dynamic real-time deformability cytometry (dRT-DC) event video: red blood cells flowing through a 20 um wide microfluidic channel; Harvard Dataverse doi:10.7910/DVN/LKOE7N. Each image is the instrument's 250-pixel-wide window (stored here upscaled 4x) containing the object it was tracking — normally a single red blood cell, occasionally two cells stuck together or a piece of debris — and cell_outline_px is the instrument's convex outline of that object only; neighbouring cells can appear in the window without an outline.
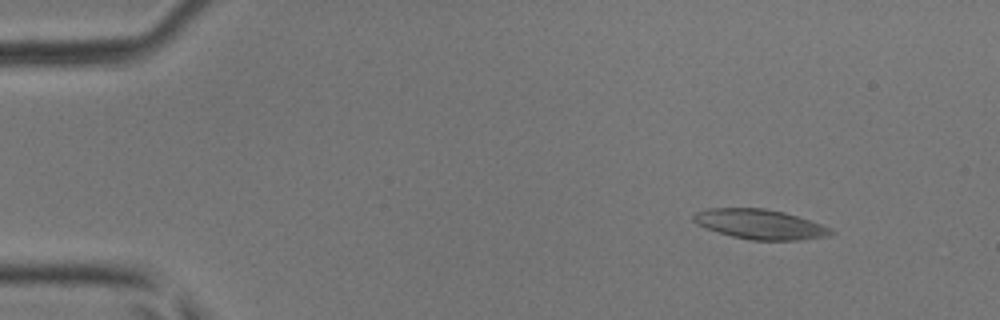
{"species": "common noctule bat (a hibernating species)", "species_latin": "Nyctalus noctula", "temperature_condition": "room temperature", "stored_images_in_passage": 38, "camera_frame_rate_fps": 3000, "um_per_image_px": 0.085, "animal": {"sex": "male", "body_mass_g": 17.9, "forearm_length_mm": 54.2}, "frame": {"image": 1, "passage_image": 1, "time_ms": 0.0, "image_size_px": [1000, 320], "cell_outline_px": [[836, 232], [828, 236], [800, 240], [752, 240], [732, 236], [696, 224], [692, 220], [692, 216], [696, 212], [708, 208], [764, 208], [784, 212], [832, 228]], "centroid_in_image_um": [64.61, 19.06], "position_along_channel_um": 20.4, "area_um2": 23.7}}
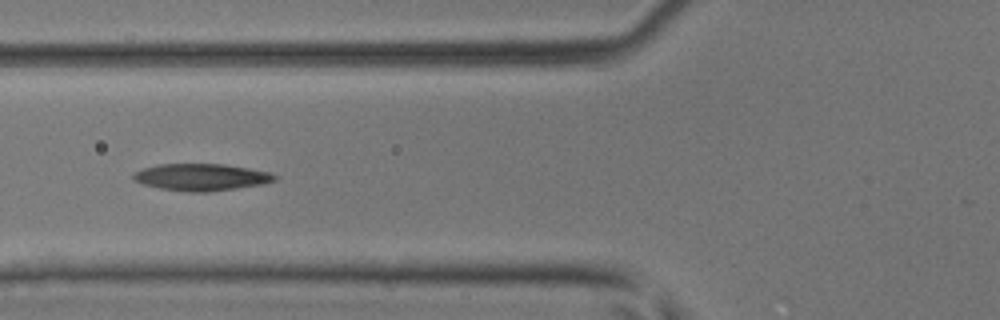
{"frame": {"image": 2, "passage_image": 14, "time_ms": 4.333, "image_size_px": [1000, 320], "cell_outline_px": [[276, 180], [264, 184], [208, 192], [188, 192], [160, 188], [144, 184], [132, 180], [132, 172], [144, 168], [160, 164], [224, 164], [272, 172], [276, 176]], "centroid_in_image_um": [17.11, 15.06], "position_along_channel_um": 108.7, "area_um2": 22.25}}
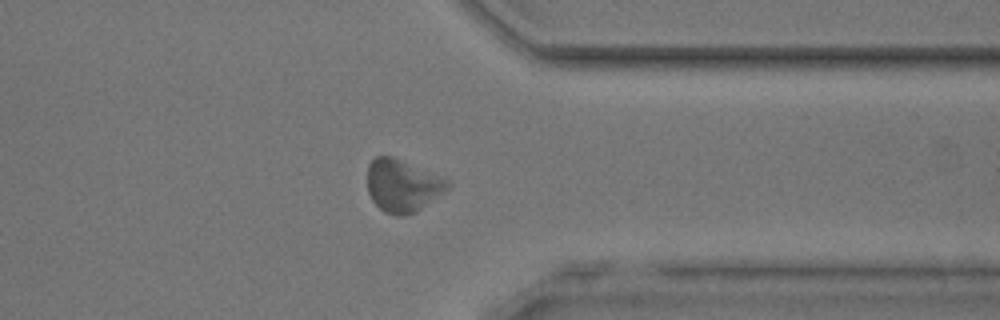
{"frame": {"image": 3, "passage_image": 33, "time_ms": 10.667, "image_size_px": [1000, 320], "cell_outline_px": [[448, 188], [444, 192], [416, 212], [404, 216], [396, 216], [384, 212], [372, 200], [368, 192], [368, 164], [376, 156], [392, 156], [448, 180]], "centroid_in_image_um": [34.18, 15.8], "position_along_channel_um": 377.2, "area_um2": 24.22}}